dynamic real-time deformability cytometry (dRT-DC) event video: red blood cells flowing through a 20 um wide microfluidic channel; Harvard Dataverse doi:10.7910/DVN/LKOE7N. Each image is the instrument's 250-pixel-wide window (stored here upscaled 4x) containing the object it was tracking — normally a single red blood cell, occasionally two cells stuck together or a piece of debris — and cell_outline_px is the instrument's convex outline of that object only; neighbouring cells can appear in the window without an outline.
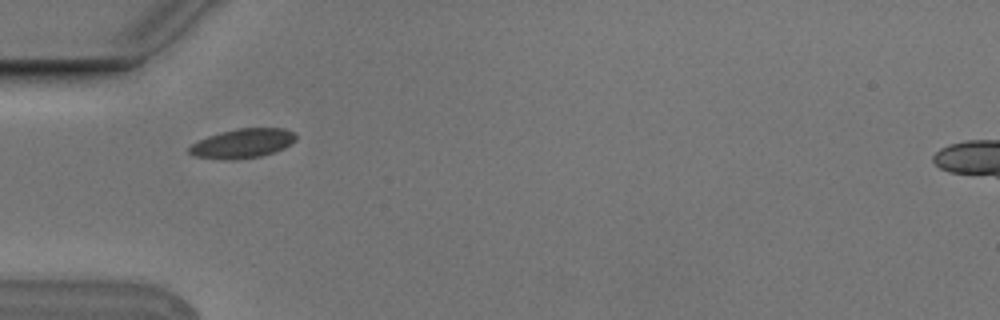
{"species": "Egyptian fruit bat (a non-hibernating species)", "species_latin": "Rousettus aegyptiacus", "temperature_condition": "cold", "stored_images_in_passage": 3, "camera_frame_rate_fps": 3000, "um_per_image_px": 0.085, "animal": {"sex": "male"}, "frame": {"image": 1, "passage_image": 2, "time_ms": 0.333, "image_size_px": [1000, 320], "cell_outline_px": [[296, 140], [284, 148], [260, 156], [232, 160], [228, 160], [192, 156], [188, 152], [188, 148], [192, 144], [208, 136], [220, 132], [236, 128], [284, 128], [296, 132]], "centroid_in_image_um": [20.62, 12.18], "position_along_channel_um": 64.4, "area_um2": 18.26}}